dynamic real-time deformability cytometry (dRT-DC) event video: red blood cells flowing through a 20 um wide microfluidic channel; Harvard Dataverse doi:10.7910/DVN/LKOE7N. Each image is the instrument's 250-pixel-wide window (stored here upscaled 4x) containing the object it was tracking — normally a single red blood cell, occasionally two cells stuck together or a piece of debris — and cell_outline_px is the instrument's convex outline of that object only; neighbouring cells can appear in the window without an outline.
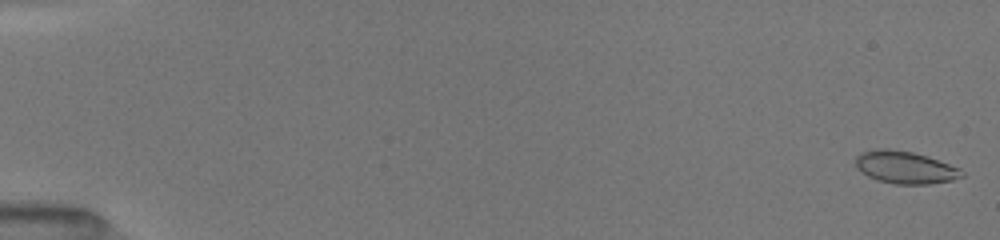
{"species": "common noctule bat (a hibernating species)", "species_latin": "Nyctalus noctula", "temperature_condition": "room temperature", "stored_images_in_passage": 52, "camera_frame_rate_fps": 3000, "um_per_image_px": 0.085, "animal": {"sex": "female", "body_mass_g": 19.5, "forearm_length_mm": 54.1}, "frame": {"image": 1, "passage_image": 1, "time_ms": 0.0, "image_size_px": [1000, 240], "cell_outline_px": [[964, 176], [952, 180], [928, 184], [896, 184], [876, 180], [868, 176], [856, 168], [856, 156], [860, 152], [876, 148], [888, 148], [912, 152], [928, 156], [960, 168], [964, 172]], "centroid_in_image_um": [76.92, 14.22], "position_along_channel_um": 8.1, "area_um2": 20.23}}
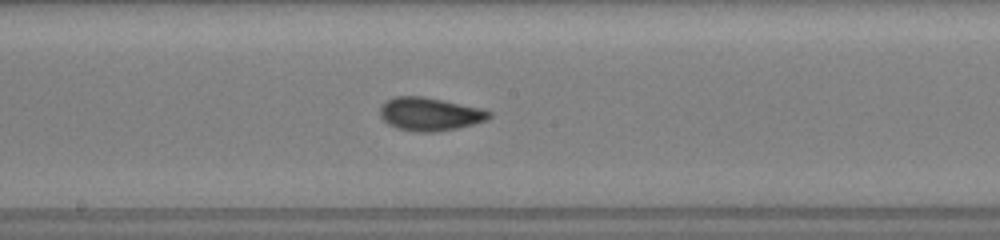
{"frame": {"image": 2, "passage_image": 29, "time_ms": 9.333, "image_size_px": [1000, 240], "cell_outline_px": [[492, 116], [488, 120], [456, 128], [436, 132], [416, 132], [396, 128], [388, 124], [380, 116], [380, 108], [388, 100], [396, 96], [420, 96], [444, 100], [484, 108], [492, 112]], "centroid_in_image_um": [36.58, 9.7], "position_along_channel_um": 211.6, "area_um2": 21.21}}
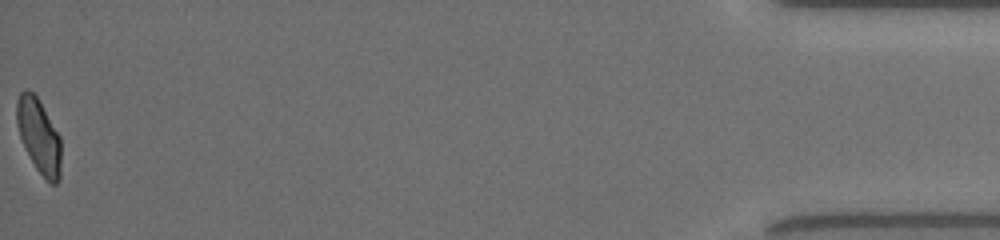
{"frame": {"image": 3, "passage_image": 52, "time_ms": 17.0, "image_size_px": [1000, 240], "cell_outline_px": [[60, 180], [56, 184], [48, 184], [36, 168], [20, 136], [16, 124], [16, 100], [20, 92], [24, 88], [28, 88], [40, 100], [60, 136]], "centroid_in_image_um": [3.3, 11.53], "position_along_channel_um": 431.9, "area_um2": 19.36}, "authors_computed_cell_mechanics": {"area_um2": 19.8832, "velocity_mm_per_s": 4.0275, "shape_relaxation_time_tau1_ms": 3.8753, "shape_relaxation_time_tau2_ms": 1.0576, "deformation_change_tau1": 0.1285, "deformation_change_tau2": 0.0388}}